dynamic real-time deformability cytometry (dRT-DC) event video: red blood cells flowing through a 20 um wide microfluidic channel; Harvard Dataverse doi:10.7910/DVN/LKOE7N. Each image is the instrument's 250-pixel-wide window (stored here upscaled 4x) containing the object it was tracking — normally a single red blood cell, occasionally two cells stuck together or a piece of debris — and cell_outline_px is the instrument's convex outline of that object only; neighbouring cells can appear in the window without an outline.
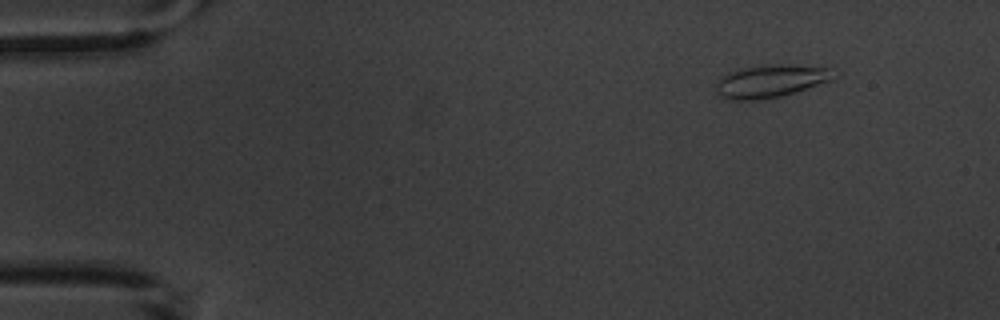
{"species": "common noctule bat (a hibernating species)", "species_latin": "Nyctalus noctula", "temperature_condition": "warm", "stored_images_in_passage": 4, "camera_frame_rate_fps": 3000, "um_per_image_px": 0.085, "animal": {"sex": "male", "body_mass_g": 20.1, "forearm_length_mm": 53.5}, "frame": {"image": 1, "passage_image": 1, "time_ms": 0.0, "image_size_px": [1000, 320], "cell_outline_px": [[840, 76], [832, 80], [780, 96], [756, 100], [724, 100], [720, 96], [716, 88], [716, 84], [720, 76], [728, 72], [744, 68], [764, 64], [792, 64], [832, 68], [840, 72]], "centroid_in_image_um": [65.56, 6.87], "position_along_channel_um": 19.4, "area_um2": 22.89}}
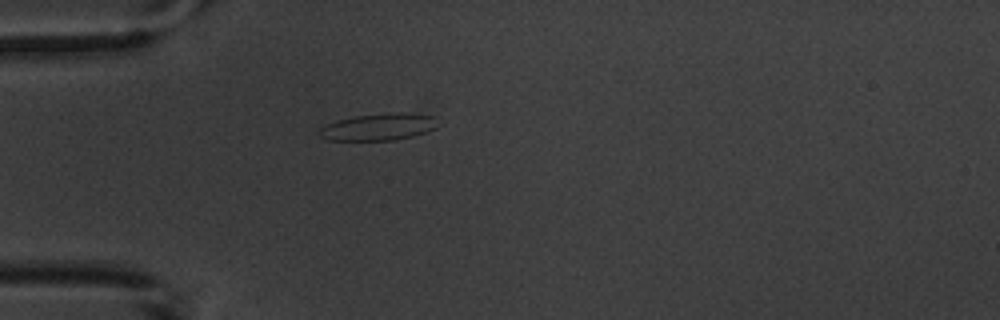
{"frame": {"image": 2, "passage_image": 4, "time_ms": 3.333, "image_size_px": [1000, 320], "cell_outline_px": [[436, 128], [412, 136], [396, 140], [328, 140], [320, 136], [316, 132], [320, 128], [336, 120], [356, 116], [396, 112], [400, 112], [436, 116]], "centroid_in_image_um": [32.16, 10.79], "position_along_channel_um": 52.8, "area_um2": 18.5}}